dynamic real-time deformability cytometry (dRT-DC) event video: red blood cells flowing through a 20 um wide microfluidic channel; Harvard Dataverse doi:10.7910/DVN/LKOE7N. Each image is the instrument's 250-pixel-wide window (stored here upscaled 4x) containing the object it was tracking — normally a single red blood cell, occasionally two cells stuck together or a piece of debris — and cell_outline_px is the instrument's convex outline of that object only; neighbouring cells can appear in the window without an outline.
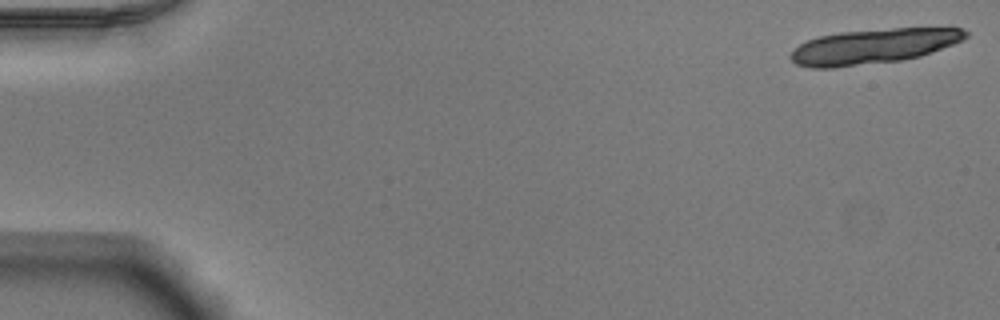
{"species": "Egyptian fruit bat (a non-hibernating species)", "species_latin": "Rousettus aegyptiacus", "temperature_condition": "warm", "stored_images_in_passage": 18, "camera_frame_rate_fps": 3000, "um_per_image_px": 0.085, "animal": {"sex": "male"}, "frame": {"image": 1, "passage_image": 1, "time_ms": 0.0, "image_size_px": [1000, 320], "cell_outline_px": [[968, 36], [952, 44], [920, 56], [900, 60], [832, 68], [812, 68], [796, 64], [788, 56], [800, 44], [808, 40], [820, 36], [840, 32], [892, 28], [960, 28], [968, 32]], "centroid_in_image_um": [74.2, 3.94], "position_along_channel_um": 10.8, "area_um2": 35.2}}